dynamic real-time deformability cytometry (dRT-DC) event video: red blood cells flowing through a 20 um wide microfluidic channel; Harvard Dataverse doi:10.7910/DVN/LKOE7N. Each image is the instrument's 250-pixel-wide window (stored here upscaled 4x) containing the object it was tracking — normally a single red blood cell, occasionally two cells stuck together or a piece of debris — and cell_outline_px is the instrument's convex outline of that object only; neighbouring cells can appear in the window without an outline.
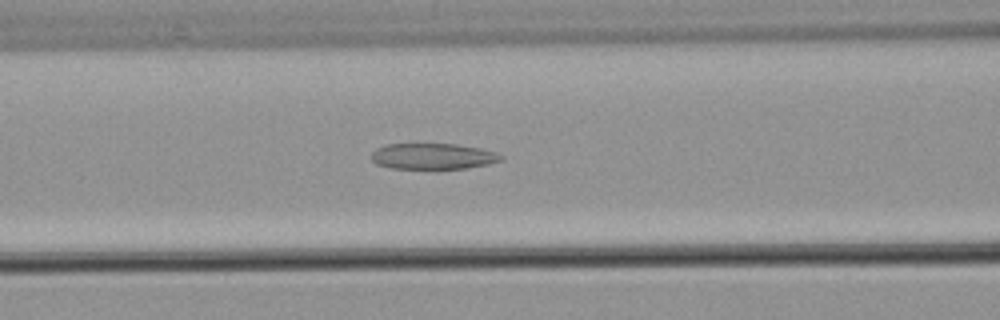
{"species": "common noctule bat (a hibernating species)", "species_latin": "Nyctalus noctula", "temperature_condition": "warm", "stored_images_in_passage": 52, "camera_frame_rate_fps": 3000, "um_per_image_px": 0.085, "animal": {"sex": "male", "body_mass_g": 21.5, "forearm_length_mm": 52.0}, "frame": {"image": 1, "passage_image": 18, "time_ms": 5.667, "image_size_px": [1000, 320], "cell_outline_px": [[504, 160], [464, 168], [388, 168], [376, 164], [372, 160], [372, 152], [376, 148], [384, 144], [456, 144], [480, 148], [496, 152], [504, 156]], "centroid_in_image_um": [36.77, 13.27], "position_along_channel_um": 129.8, "area_um2": 19.48}}
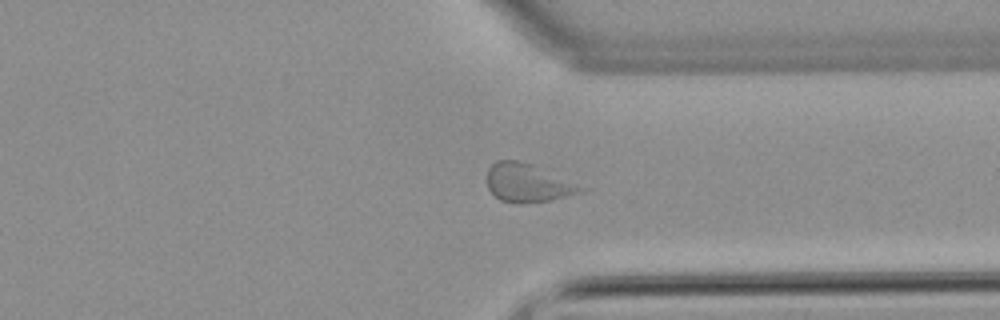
{"frame": {"image": 2, "passage_image": 38, "time_ms": 12.333, "image_size_px": [1000, 320], "cell_outline_px": [[588, 188], [580, 192], [548, 200], [520, 204], [500, 200], [488, 188], [488, 168], [496, 160], [516, 160], [536, 164]], "centroid_in_image_um": [44.87, 15.52], "position_along_channel_um": 366.5, "area_um2": 21.04}}
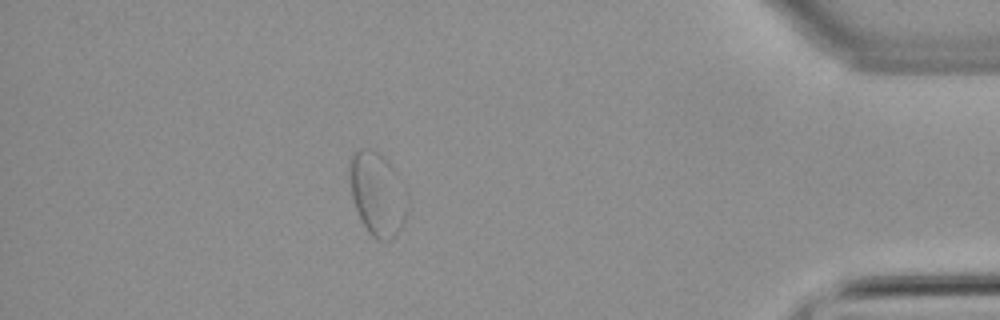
{"frame": {"image": 3, "passage_image": 45, "time_ms": 14.667, "image_size_px": [1000, 320], "cell_outline_px": [[404, 220], [396, 236], [392, 240], [376, 240], [368, 232], [356, 208], [352, 196], [348, 172], [352, 152], [360, 148], [368, 148], [376, 152], [388, 160], [396, 172], [404, 212]], "centroid_in_image_um": [31.98, 16.46], "position_along_channel_um": 403.2, "area_um2": 26.88}}